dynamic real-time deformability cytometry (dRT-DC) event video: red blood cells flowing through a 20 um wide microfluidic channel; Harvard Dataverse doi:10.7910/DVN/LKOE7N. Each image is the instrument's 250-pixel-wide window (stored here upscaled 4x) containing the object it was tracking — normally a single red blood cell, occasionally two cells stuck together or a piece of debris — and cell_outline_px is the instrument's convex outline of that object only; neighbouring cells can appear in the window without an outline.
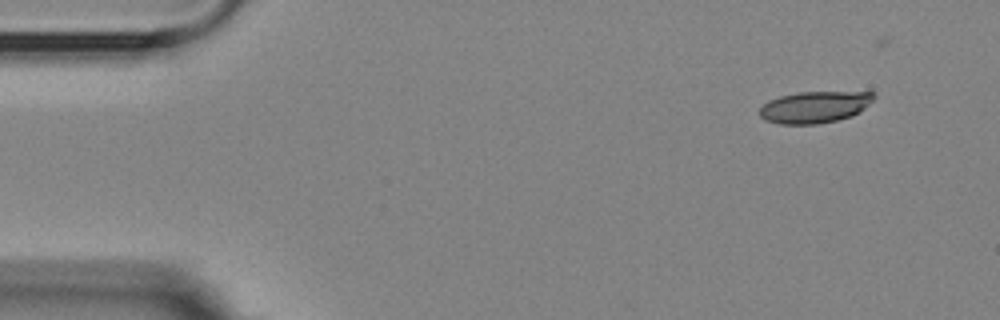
{"species": "Egyptian fruit bat (a non-hibernating species)", "species_latin": "Rousettus aegyptiacus", "temperature_condition": "room temperature", "stored_images_in_passage": 2, "camera_frame_rate_fps": 3000, "um_per_image_px": 0.085, "animal": {"sex": "female"}, "frame": {"image": 1, "passage_image": 2, "time_ms": 1.0, "image_size_px": [1000, 320], "cell_outline_px": [[876, 96], [860, 112], [852, 116], [836, 120], [816, 124], [780, 124], [764, 120], [760, 116], [760, 108], [768, 100], [780, 96], [796, 92], [876, 92]], "centroid_in_image_um": [69.24, 9.1], "position_along_channel_um": 15.8, "area_um2": 21.1}}